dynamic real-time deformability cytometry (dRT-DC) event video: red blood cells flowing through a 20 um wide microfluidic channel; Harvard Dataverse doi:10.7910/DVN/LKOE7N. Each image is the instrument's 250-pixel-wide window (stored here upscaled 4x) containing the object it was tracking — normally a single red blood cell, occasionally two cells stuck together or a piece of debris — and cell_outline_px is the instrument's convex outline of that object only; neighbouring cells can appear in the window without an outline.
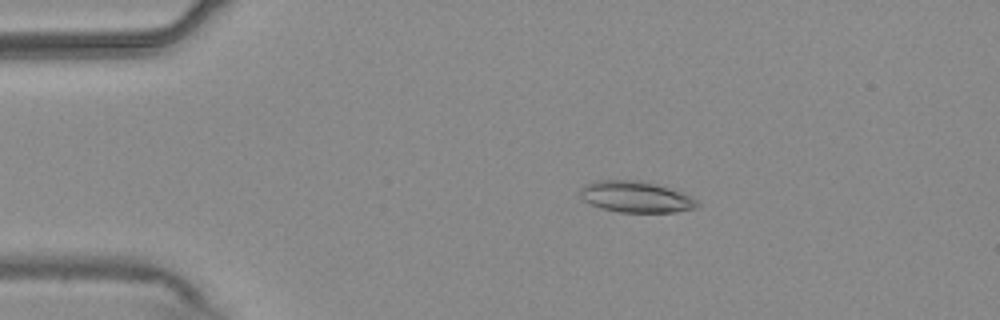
{"species": "common noctule bat (a hibernating species)", "species_latin": "Nyctalus noctula", "temperature_condition": "warm", "stored_images_in_passage": 55, "camera_frame_rate_fps": 3000, "um_per_image_px": 0.085, "animal": {"sex": "male", "body_mass_g": 20.4}, "frame": {"image": 1, "passage_image": 11, "time_ms": 3.333, "image_size_px": [1000, 320], "cell_outline_px": [[700, 204], [696, 208], [676, 212], [620, 212], [604, 208], [592, 204], [584, 200], [580, 196], [580, 188], [584, 184], [596, 180], [640, 180], [656, 184], [680, 192], [696, 200]], "centroid_in_image_um": [54.02, 16.72], "position_along_channel_um": 31.0, "area_um2": 21.1}}
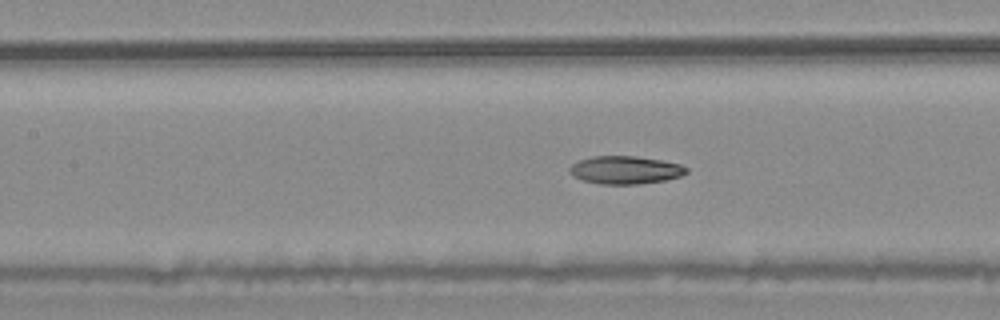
{"frame": {"image": 2, "passage_image": 25, "time_ms": 8.0, "image_size_px": [1000, 320], "cell_outline_px": [[688, 172], [680, 176], [664, 180], [636, 184], [600, 184], [584, 180], [572, 176], [568, 172], [568, 168], [572, 164], [580, 160], [592, 156], [636, 156], [660, 160], [680, 164], [688, 168]], "centroid_in_image_um": [53.12, 14.44], "position_along_channel_um": 154.3, "area_um2": 18.96}}
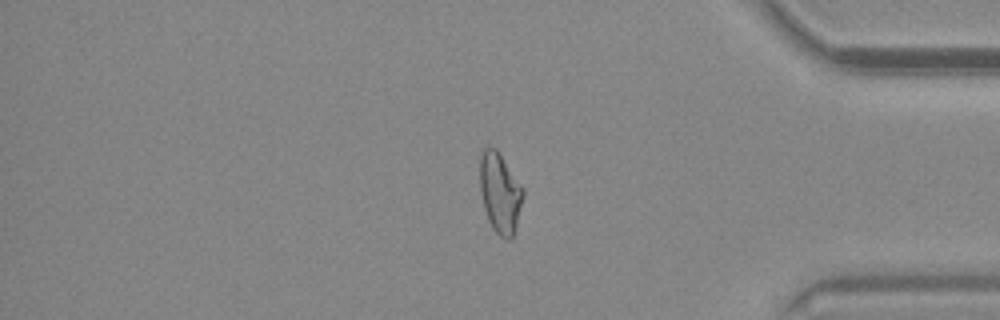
{"frame": {"image": 3, "passage_image": 46, "time_ms": 15.0, "image_size_px": [1000, 320], "cell_outline_px": [[524, 196], [516, 224], [512, 236], [508, 240], [504, 240], [492, 228], [488, 220], [484, 208], [480, 192], [480, 156], [484, 148], [488, 144], [496, 148], [524, 188]], "centroid_in_image_um": [42.49, 16.36], "position_along_channel_um": 392.7, "area_um2": 20.29}, "authors_computed_cell_mechanics": {"area_um2": 20.4612, "velocity_mm_per_s": 3.7505, "shape_relaxation_time_tau1_ms": null, "shape_relaxation_time_tau2_ms": 3.0075, "deformation_change_tau1": null, "deformation_change_tau2": 0.0939}}